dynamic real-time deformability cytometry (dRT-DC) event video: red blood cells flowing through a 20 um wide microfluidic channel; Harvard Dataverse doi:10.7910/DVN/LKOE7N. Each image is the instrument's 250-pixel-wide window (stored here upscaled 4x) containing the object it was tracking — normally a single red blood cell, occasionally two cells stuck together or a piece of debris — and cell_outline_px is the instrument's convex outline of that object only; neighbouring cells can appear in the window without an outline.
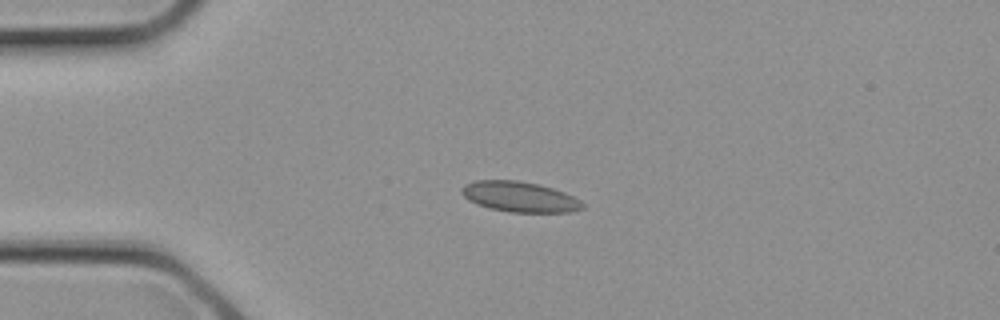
{"species": "common noctule bat (a hibernating species)", "species_latin": "Nyctalus noctula", "temperature_condition": "cold", "stored_images_in_passage": 1, "camera_frame_rate_fps": 3000, "um_per_image_px": 0.085, "animal": {"sex": "female", "body_mass_g": 21.9}, "frame": {"image": 1, "passage_image": 1, "time_ms": 0.0, "image_size_px": [1000, 320], "cell_outline_px": [[584, 208], [572, 212], [508, 212], [488, 208], [476, 204], [468, 200], [460, 192], [460, 188], [464, 184], [476, 180], [516, 180], [540, 184], [564, 192], [580, 200], [584, 204]], "centroid_in_image_um": [44.14, 16.73], "position_along_channel_um": 40.9, "area_um2": 21.62}}